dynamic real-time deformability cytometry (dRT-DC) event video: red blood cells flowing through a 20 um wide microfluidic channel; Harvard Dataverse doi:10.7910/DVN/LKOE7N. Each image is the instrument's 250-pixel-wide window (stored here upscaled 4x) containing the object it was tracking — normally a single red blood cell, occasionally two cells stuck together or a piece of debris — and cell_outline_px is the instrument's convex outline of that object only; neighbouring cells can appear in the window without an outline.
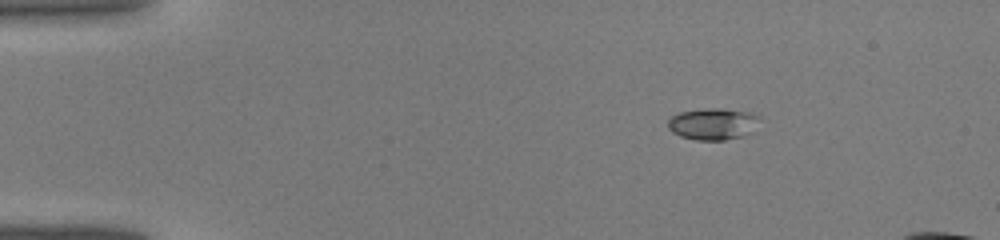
{"species": "common noctule bat (a hibernating species)", "species_latin": "Nyctalus noctula", "temperature_condition": "warm", "stored_images_in_passage": 36, "camera_frame_rate_fps": 3000, "um_per_image_px": 0.085, "animal": {"sex": "male", "body_mass_g": 19.0, "forearm_length_mm": 50.8}, "frame": {"image": 1, "passage_image": 1, "time_ms": 0.0, "image_size_px": [1000, 240], "cell_outline_px": [[760, 116], [756, 132], [744, 136], [724, 140], [696, 140], [680, 136], [672, 132], [668, 128], [668, 120], [672, 116], [680, 112], [704, 108], [720, 108], [752, 112]], "centroid_in_image_um": [60.66, 10.53], "position_along_channel_um": 24.3, "area_um2": 17.34}}
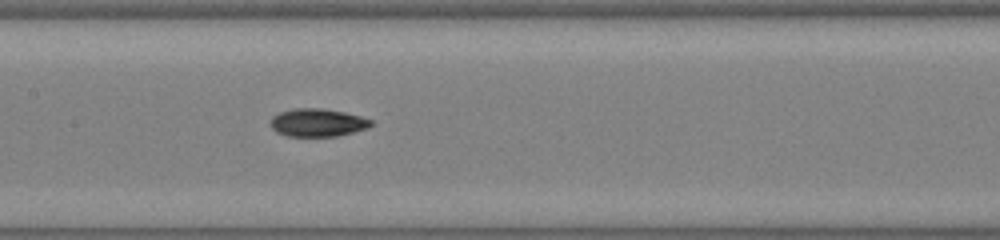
{"frame": {"image": 2, "passage_image": 16, "time_ms": 5.0, "image_size_px": [1000, 240], "cell_outline_px": [[372, 124], [368, 128], [336, 136], [288, 136], [276, 132], [272, 128], [272, 116], [280, 112], [296, 108], [320, 108], [344, 112], [360, 116], [372, 120]], "centroid_in_image_um": [27.0, 10.42], "position_along_channel_um": 180.4, "area_um2": 16.18}}
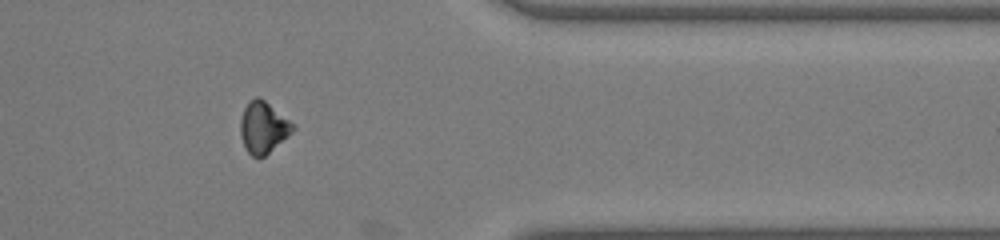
{"frame": {"image": 3, "passage_image": 30, "time_ms": 9.667, "image_size_px": [1000, 240], "cell_outline_px": [[296, 128], [292, 132], [264, 156], [252, 156], [248, 152], [240, 136], [240, 120], [244, 108], [248, 100], [256, 96], [260, 96], [296, 124]], "centroid_in_image_um": [22.38, 10.77], "position_along_channel_um": 389.0, "area_um2": 15.84}}